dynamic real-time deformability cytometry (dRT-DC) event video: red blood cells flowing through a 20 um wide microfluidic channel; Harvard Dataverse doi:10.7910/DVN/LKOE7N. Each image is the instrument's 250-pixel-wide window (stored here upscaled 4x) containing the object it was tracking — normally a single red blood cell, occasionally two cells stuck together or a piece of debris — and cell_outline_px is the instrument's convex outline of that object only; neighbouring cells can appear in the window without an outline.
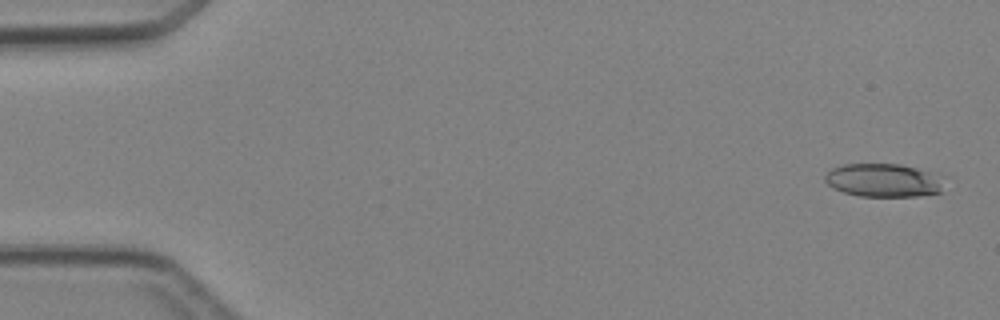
{"species": "Egyptian fruit bat (a non-hibernating species)", "species_latin": "Rousettus aegyptiacus", "temperature_condition": "cold", "stored_images_in_passage": 6, "camera_frame_rate_fps": 3000, "um_per_image_px": 0.085, "animal": {"sex": "female"}, "frame": {"image": 1, "passage_image": 1, "time_ms": 0.0, "image_size_px": [1000, 320], "cell_outline_px": [[948, 176], [940, 192], [920, 196], [860, 196], [844, 192], [832, 188], [824, 180], [824, 176], [832, 168], [844, 164], [900, 164], [940, 172]], "centroid_in_image_um": [75.22, 15.31], "position_along_channel_um": 9.8, "area_um2": 23.87}}
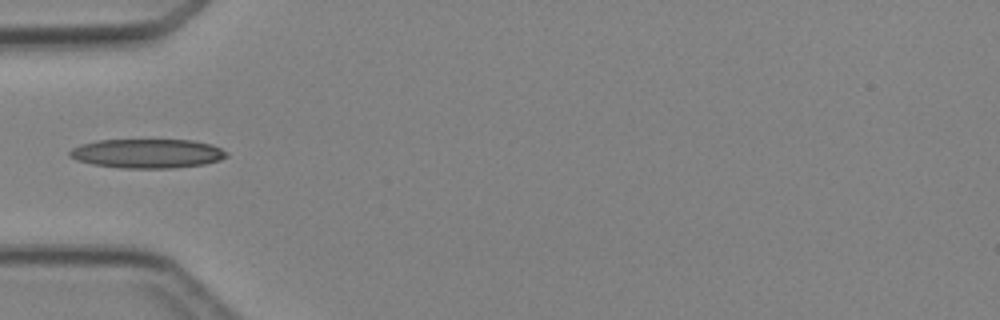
{"frame": {"image": 2, "passage_image": 4, "time_ms": 4.667, "image_size_px": [1000, 320], "cell_outline_px": [[228, 156], [220, 160], [204, 164], [172, 168], [120, 168], [92, 164], [76, 160], [68, 156], [68, 152], [72, 148], [80, 144], [100, 140], [192, 140], [212, 144], [228, 152]], "centroid_in_image_um": [12.51, 13.05], "position_along_channel_um": 72.5, "area_um2": 26.82}}
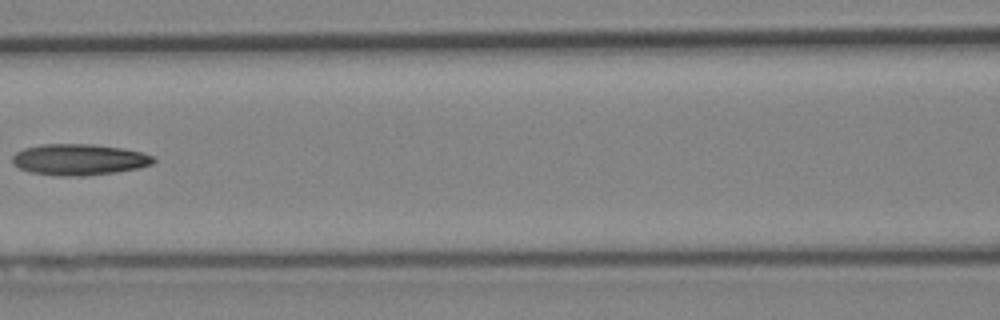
{"frame": {"image": 3, "passage_image": 6, "time_ms": 6.667, "image_size_px": [1000, 320], "cell_outline_px": [[156, 160], [152, 164], [140, 168], [116, 172], [84, 176], [60, 176], [32, 172], [20, 168], [12, 164], [12, 156], [16, 152], [24, 148], [44, 144], [92, 144], [124, 148], [156, 156]], "centroid_in_image_um": [6.76, 13.56], "position_along_channel_um": 159.8, "area_um2": 25.78}}